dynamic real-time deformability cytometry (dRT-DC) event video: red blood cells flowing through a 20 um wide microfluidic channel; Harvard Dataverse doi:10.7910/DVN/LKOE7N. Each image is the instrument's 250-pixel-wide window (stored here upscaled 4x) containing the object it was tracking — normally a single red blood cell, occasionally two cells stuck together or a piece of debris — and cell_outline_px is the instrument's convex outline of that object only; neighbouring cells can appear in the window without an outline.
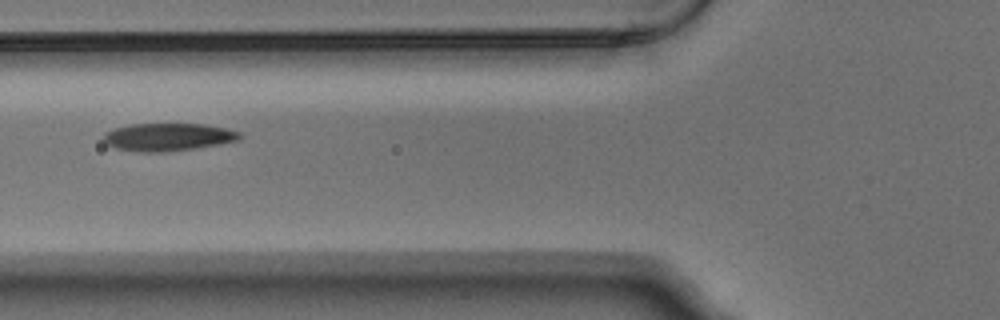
{"species": "Egyptian fruit bat (a non-hibernating species)", "species_latin": "Rousettus aegyptiacus", "temperature_condition": "warm", "stored_images_in_passage": 2, "camera_frame_rate_fps": 3000, "um_per_image_px": 0.085, "animal": {"sex": "male"}, "frame": {"image": 1, "passage_image": 2, "time_ms": 0.333, "image_size_px": [1000, 320], "cell_outline_px": [[244, 136], [240, 140], [220, 144], [196, 148], [164, 152], [140, 152], [116, 148], [104, 144], [104, 132], [128, 124], [204, 124], [224, 128], [240, 132]], "centroid_in_image_um": [14.29, 11.65], "position_along_channel_um": 111.5, "area_um2": 22.14}}